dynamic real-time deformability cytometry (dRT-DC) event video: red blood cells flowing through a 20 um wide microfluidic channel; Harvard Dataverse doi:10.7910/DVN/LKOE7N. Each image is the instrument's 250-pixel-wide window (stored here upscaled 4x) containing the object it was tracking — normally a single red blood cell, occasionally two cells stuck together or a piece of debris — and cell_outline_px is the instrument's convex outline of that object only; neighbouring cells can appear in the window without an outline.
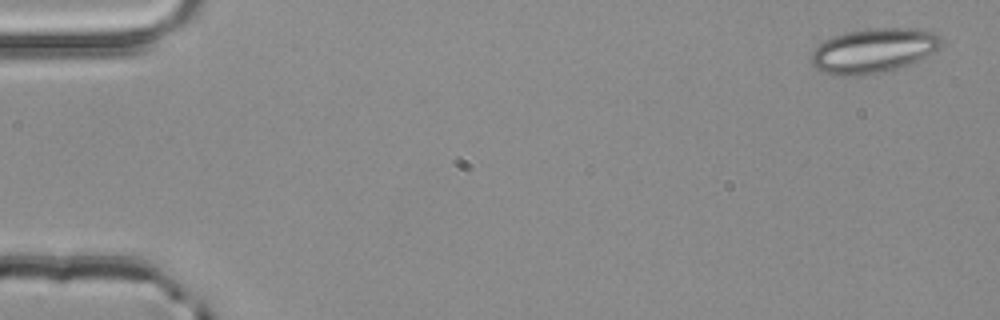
{"species": "common noctule bat (a hibernating species)", "species_latin": "Nyctalus noctula", "temperature_condition": "room temperature", "stored_images_in_passage": 4, "camera_frame_rate_fps": 3000, "um_per_image_px": 0.085, "animal": {"sex": "male", "body_mass_g": 20.4}, "frame": {"image": 1, "passage_image": 1, "time_ms": 0.0, "image_size_px": [1000, 320], "cell_outline_px": [[944, 44], [936, 52], [908, 64], [884, 72], [856, 76], [836, 76], [824, 72], [816, 68], [812, 64], [812, 52], [820, 44], [836, 36], [848, 32], [872, 28], [916, 28], [936, 32], [944, 40]], "centroid_in_image_um": [74.33, 4.3], "position_along_channel_um": 10.7, "area_um2": 33.76}}